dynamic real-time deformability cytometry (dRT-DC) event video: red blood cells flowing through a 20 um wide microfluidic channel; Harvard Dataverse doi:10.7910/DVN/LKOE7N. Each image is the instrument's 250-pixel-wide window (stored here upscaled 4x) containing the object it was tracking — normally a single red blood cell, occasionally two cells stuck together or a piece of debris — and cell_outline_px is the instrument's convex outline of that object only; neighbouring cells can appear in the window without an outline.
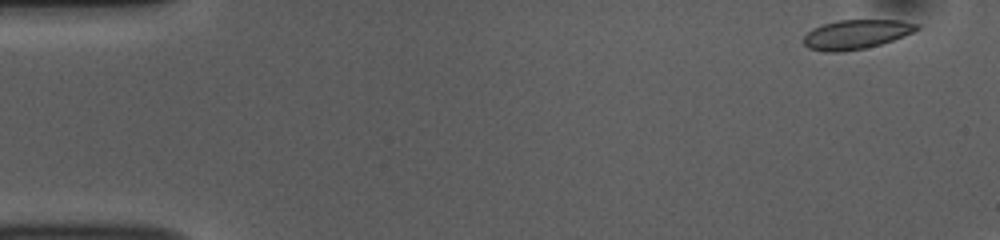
{"species": "common noctule bat (a hibernating species)", "species_latin": "Nyctalus noctula", "temperature_condition": "room temperature", "stored_images_in_passage": 12, "camera_frame_rate_fps": 3000, "um_per_image_px": 0.085, "animal": {"sex": "female", "body_mass_g": 10.0, "forearm_length_mm": 53.1}, "frame": {"image": 1, "passage_image": 1, "time_ms": 0.0, "image_size_px": [1000, 240], "cell_outline_px": [[920, 28], [904, 36], [880, 44], [864, 48], [844, 52], [824, 52], [808, 48], [804, 44], [804, 36], [812, 28], [824, 24], [840, 20], [900, 20], [920, 24]], "centroid_in_image_um": [72.77, 2.92], "position_along_channel_um": 12.2, "area_um2": 19.31}}